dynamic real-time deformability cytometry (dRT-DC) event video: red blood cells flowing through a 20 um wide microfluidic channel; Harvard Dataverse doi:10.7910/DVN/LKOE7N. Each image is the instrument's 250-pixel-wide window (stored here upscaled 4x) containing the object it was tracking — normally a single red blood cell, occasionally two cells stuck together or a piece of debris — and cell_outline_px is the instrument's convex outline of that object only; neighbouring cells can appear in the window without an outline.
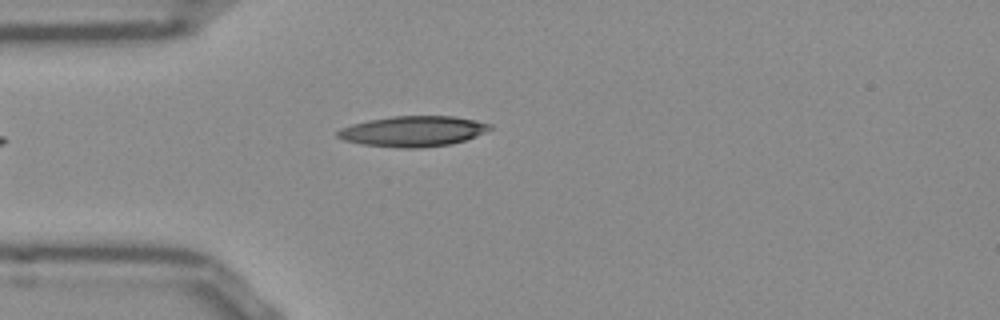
{"species": "Egyptian fruit bat (a non-hibernating species)", "species_latin": "Rousettus aegyptiacus", "temperature_condition": "room temperature", "stored_images_in_passage": 36, "camera_frame_rate_fps": 3000, "um_per_image_px": 0.085, "frame": {"image": 1, "passage_image": 1, "time_ms": 0.0, "image_size_px": [1000, 320], "cell_outline_px": [[492, 128], [476, 136], [452, 144], [420, 148], [396, 148], [364, 144], [344, 140], [336, 136], [336, 132], [340, 128], [352, 124], [368, 120], [392, 116], [452, 116], [476, 120], [492, 124]], "centroid_in_image_um": [35.1, 11.16], "position_along_channel_um": 49.9, "area_um2": 27.11}}
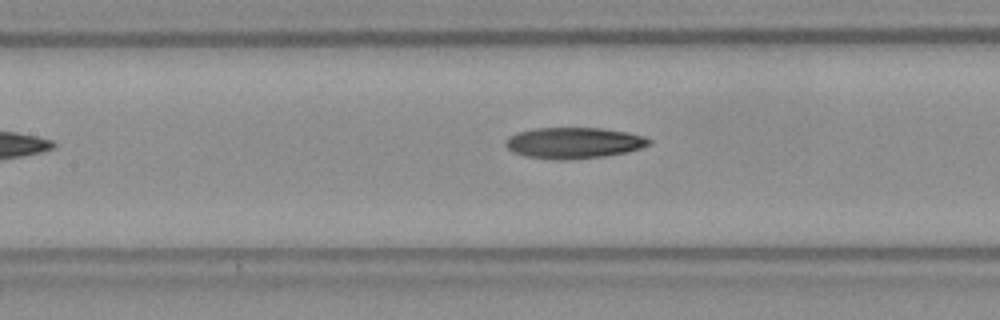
{"frame": {"image": 2, "passage_image": 10, "time_ms": 3.0, "image_size_px": [1000, 320], "cell_outline_px": [[652, 144], [640, 148], [624, 152], [604, 156], [564, 160], [560, 160], [528, 156], [516, 152], [508, 148], [504, 144], [516, 132], [532, 128], [600, 128], [628, 132], [644, 136], [652, 140]], "centroid_in_image_um": [48.82, 12.13], "position_along_channel_um": 158.6, "area_um2": 25.66}}
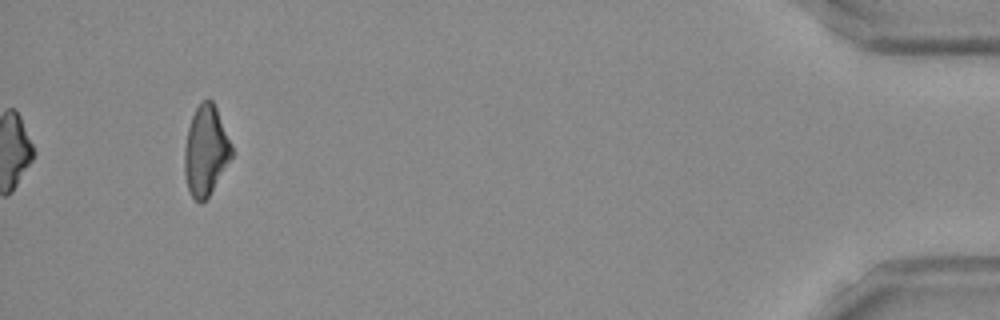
{"frame": {"image": 3, "passage_image": 36, "time_ms": 11.667, "image_size_px": [1000, 320], "cell_outline_px": [[232, 156], [208, 196], [200, 204], [192, 196], [188, 188], [184, 176], [184, 148], [188, 128], [192, 116], [196, 108], [208, 96], [212, 100], [216, 108], [232, 144]], "centroid_in_image_um": [17.47, 12.79], "position_along_channel_um": 417.7, "area_um2": 24.45}}